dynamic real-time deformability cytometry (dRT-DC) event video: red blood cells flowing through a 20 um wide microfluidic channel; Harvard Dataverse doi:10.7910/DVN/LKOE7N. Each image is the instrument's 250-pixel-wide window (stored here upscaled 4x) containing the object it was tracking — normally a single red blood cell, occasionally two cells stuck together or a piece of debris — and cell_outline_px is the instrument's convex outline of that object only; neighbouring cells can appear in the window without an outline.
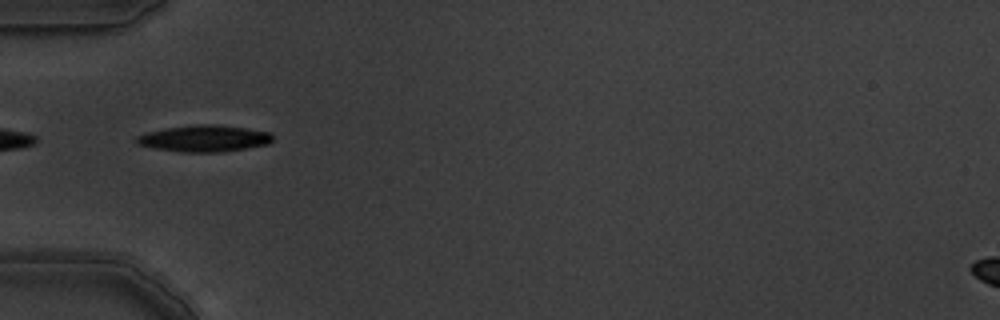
{"species": "common noctule bat (a hibernating species)", "species_latin": "Nyctalus noctula", "temperature_condition": "warm", "stored_images_in_passage": 3, "camera_frame_rate_fps": 3000, "um_per_image_px": 0.085, "animal": {"sex": "male", "body_mass_g": 19.5, "forearm_length_mm": 54.6}, "frame": {"image": 1, "passage_image": 1, "time_ms": 0.0, "image_size_px": [1000, 320], "cell_outline_px": [[272, 140], [268, 144], [248, 148], [224, 152], [184, 152], [156, 148], [136, 144], [136, 136], [148, 132], [168, 128], [196, 124], [216, 124], [244, 128], [268, 132], [272, 136]], "centroid_in_image_um": [17.37, 11.77], "position_along_channel_um": 67.6, "area_um2": 20.87}}